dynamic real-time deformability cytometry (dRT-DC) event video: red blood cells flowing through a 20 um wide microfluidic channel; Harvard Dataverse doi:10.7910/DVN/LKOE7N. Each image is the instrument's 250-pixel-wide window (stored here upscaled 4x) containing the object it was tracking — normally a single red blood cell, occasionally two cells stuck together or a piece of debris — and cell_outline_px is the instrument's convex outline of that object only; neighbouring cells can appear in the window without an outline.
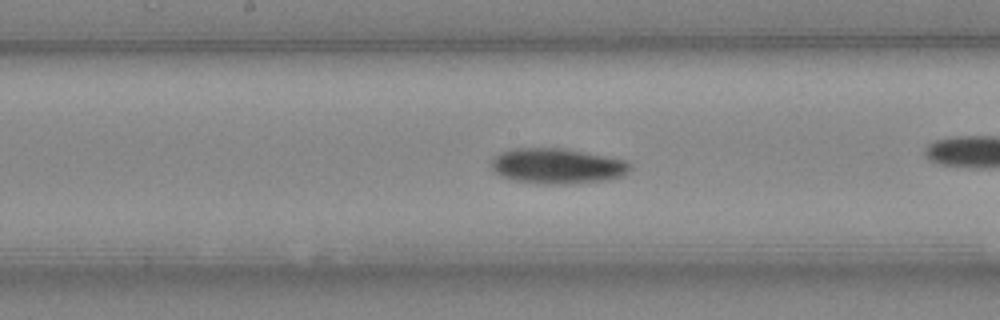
{"species": "Egyptian fruit bat (a non-hibernating species)", "species_latin": "Rousettus aegyptiacus", "temperature_condition": "cold", "stored_images_in_passage": 36, "camera_frame_rate_fps": 3000, "um_per_image_px": 0.085, "animal": {"sex": "female"}, "frame": {"image": 1, "passage_image": 11, "time_ms": 3.333, "image_size_px": [1000, 320], "cell_outline_px": [[632, 168], [624, 176], [608, 180], [568, 184], [540, 184], [516, 180], [500, 176], [492, 172], [492, 160], [500, 152], [516, 148], [564, 148], [628, 160], [632, 164]], "centroid_in_image_um": [47.41, 14.12], "position_along_channel_um": 200.8, "area_um2": 28.96}, "authors_computed_cell_mechanics": {"area_um2": 26.2701, "velocity_mm_per_s": 3.9996, "shape_relaxation_time_tau1_ms": 5.6572, "shape_relaxation_time_tau2_ms": null, "deformation_change_tau1": 0.135, "deformation_change_tau2": null}}